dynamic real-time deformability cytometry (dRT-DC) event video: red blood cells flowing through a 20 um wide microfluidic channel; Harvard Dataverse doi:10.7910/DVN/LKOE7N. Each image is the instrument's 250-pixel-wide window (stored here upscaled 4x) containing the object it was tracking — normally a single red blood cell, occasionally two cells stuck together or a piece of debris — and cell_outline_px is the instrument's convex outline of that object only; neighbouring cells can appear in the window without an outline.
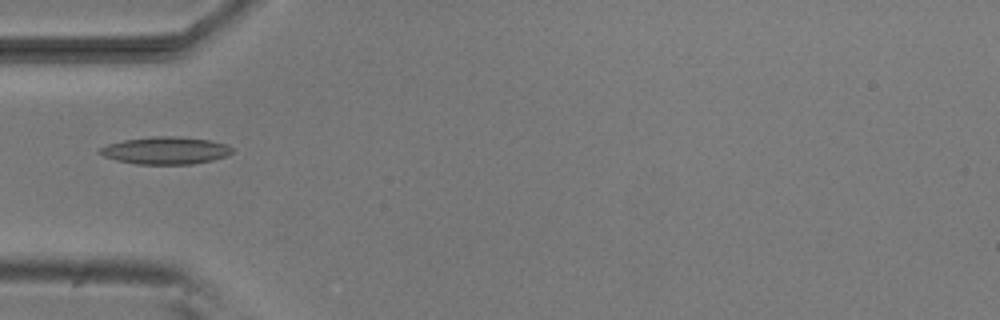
{"species": "common noctule bat (a hibernating species)", "species_latin": "Nyctalus noctula", "temperature_condition": "room temperature", "stored_images_in_passage": 37, "camera_frame_rate_fps": 3000, "um_per_image_px": 0.085, "animal": {"sex": "male", "body_mass_g": 20.5, "forearm_length_mm": 52.5}, "frame": {"image": 1, "passage_image": 1, "time_ms": 0.0, "image_size_px": [1000, 320], "cell_outline_px": [[232, 152], [228, 156], [212, 160], [192, 164], [136, 164], [116, 160], [104, 156], [96, 152], [100, 148], [108, 144], [124, 140], [152, 136], [176, 136], [208, 140], [228, 144], [232, 148]], "centroid_in_image_um": [14.07, 12.79], "position_along_channel_um": 70.9, "area_um2": 21.15}}
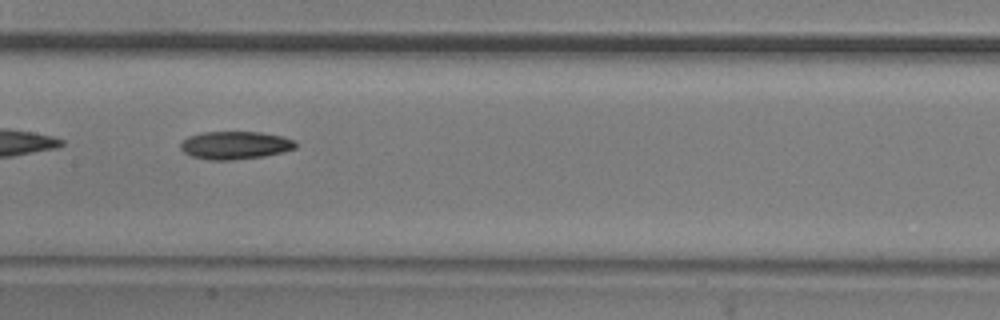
{"frame": {"image": 2, "passage_image": 10, "time_ms": 3.0, "image_size_px": [1000, 320], "cell_outline_px": [[296, 148], [284, 152], [264, 156], [232, 160], [212, 160], [192, 156], [184, 152], [180, 148], [180, 144], [188, 136], [200, 132], [260, 132], [284, 136], [296, 140]], "centroid_in_image_um": [20.02, 12.34], "position_along_channel_um": 187.4, "area_um2": 18.84}}
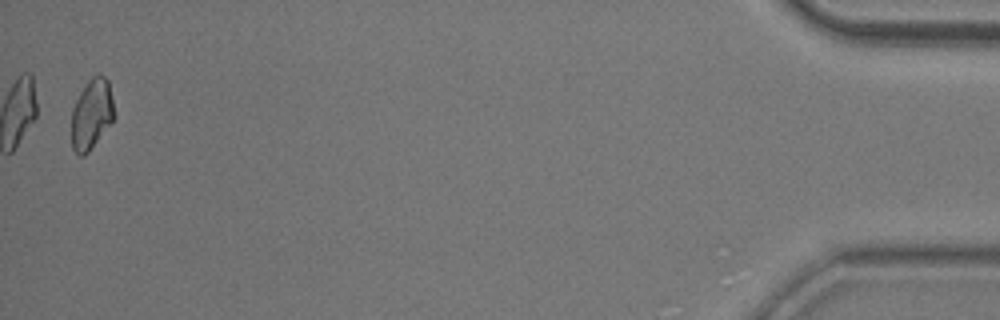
{"frame": {"image": 3, "passage_image": 36, "time_ms": 11.667, "image_size_px": [1000, 320], "cell_outline_px": [[116, 116], [88, 152], [84, 156], [80, 156], [72, 148], [72, 108], [80, 92], [88, 80], [96, 72], [104, 76], [108, 80]], "centroid_in_image_um": [7.8, 9.67], "position_along_channel_um": 427.4, "area_um2": 17.51}}